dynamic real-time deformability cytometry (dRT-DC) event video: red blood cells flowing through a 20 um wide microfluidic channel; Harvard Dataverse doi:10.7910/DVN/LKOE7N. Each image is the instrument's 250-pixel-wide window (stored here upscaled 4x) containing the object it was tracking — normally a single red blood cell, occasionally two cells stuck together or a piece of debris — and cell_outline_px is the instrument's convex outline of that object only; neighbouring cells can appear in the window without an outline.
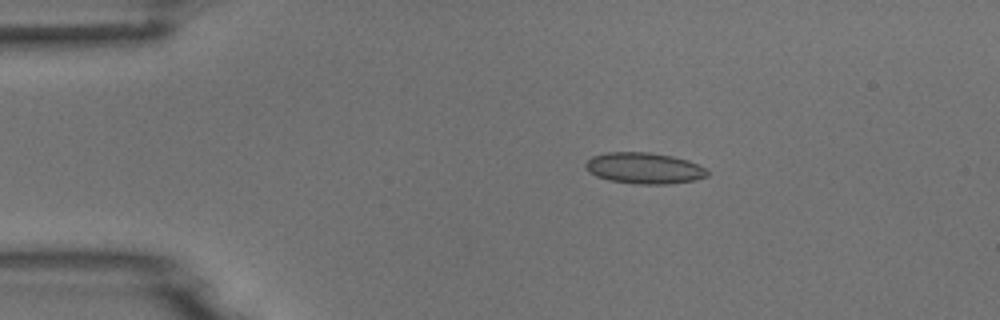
{"species": "common noctule bat (a hibernating species)", "species_latin": "Nyctalus noctula", "temperature_condition": "room temperature", "stored_images_in_passage": 4, "camera_frame_rate_fps": 3000, "um_per_image_px": 0.085, "animal": {"sex": "male", "body_mass_g": 18.8}, "frame": {"image": 1, "passage_image": 2, "time_ms": 1.0, "image_size_px": [1000, 320], "cell_outline_px": [[708, 176], [696, 180], [668, 184], [636, 184], [612, 180], [596, 176], [588, 172], [584, 164], [592, 156], [608, 152], [648, 152], [672, 156], [688, 160], [708, 168]], "centroid_in_image_um": [54.79, 14.29], "position_along_channel_um": 30.2, "area_um2": 22.2}}
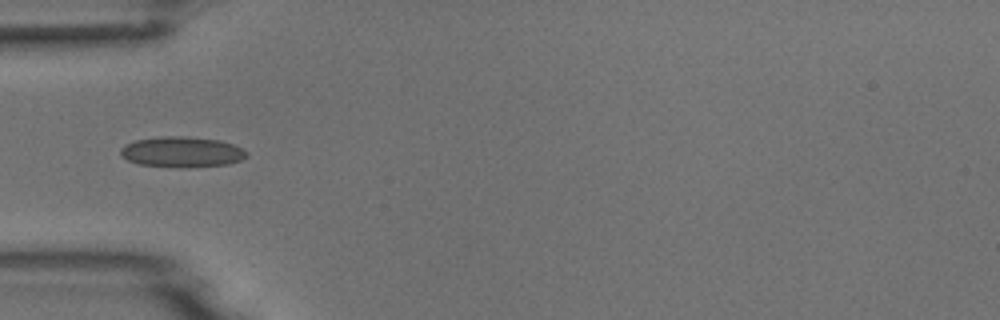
{"frame": {"image": 2, "passage_image": 4, "time_ms": 3.333, "image_size_px": [1000, 320], "cell_outline_px": [[248, 156], [240, 160], [228, 164], [180, 168], [140, 164], [128, 160], [120, 156], [120, 148], [124, 144], [136, 140], [160, 136], [184, 136], [220, 140], [236, 144], [244, 148], [248, 152]], "centroid_in_image_um": [15.48, 12.91], "position_along_channel_um": 69.5, "area_um2": 22.77}}